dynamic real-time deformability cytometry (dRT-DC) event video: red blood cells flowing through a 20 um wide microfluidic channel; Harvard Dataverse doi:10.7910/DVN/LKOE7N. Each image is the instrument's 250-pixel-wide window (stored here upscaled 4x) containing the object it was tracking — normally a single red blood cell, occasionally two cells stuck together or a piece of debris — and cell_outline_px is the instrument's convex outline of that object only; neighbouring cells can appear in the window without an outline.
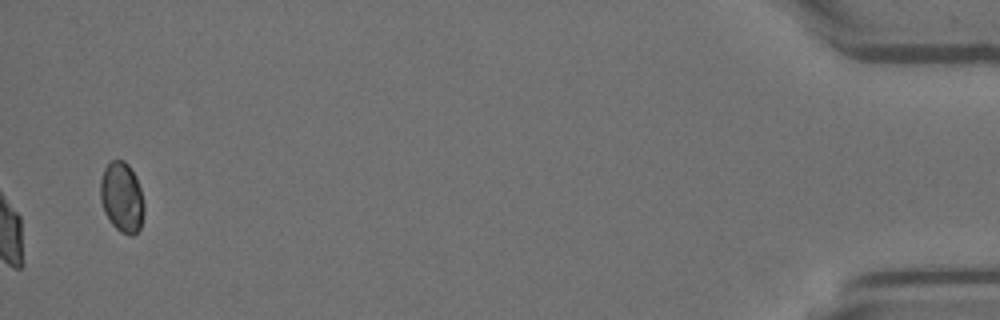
{"species": "Egyptian fruit bat (a non-hibernating species)", "species_latin": "Rousettus aegyptiacus", "temperature_condition": "room temperature", "stored_images_in_passage": 36, "camera_frame_rate_fps": 3000, "um_per_image_px": 0.085, "animal": {"sex": "female"}, "frame": {"image": 1, "passage_image": 36, "time_ms": 11.667, "image_size_px": [1000, 320], "cell_outline_px": [[144, 216], [140, 228], [132, 236], [128, 236], [120, 232], [112, 224], [104, 212], [100, 200], [100, 180], [104, 168], [112, 160], [124, 160], [128, 164], [136, 176], [140, 188], [144, 204]], "centroid_in_image_um": [10.36, 16.78], "position_along_channel_um": 424.8, "area_um2": 18.09}}